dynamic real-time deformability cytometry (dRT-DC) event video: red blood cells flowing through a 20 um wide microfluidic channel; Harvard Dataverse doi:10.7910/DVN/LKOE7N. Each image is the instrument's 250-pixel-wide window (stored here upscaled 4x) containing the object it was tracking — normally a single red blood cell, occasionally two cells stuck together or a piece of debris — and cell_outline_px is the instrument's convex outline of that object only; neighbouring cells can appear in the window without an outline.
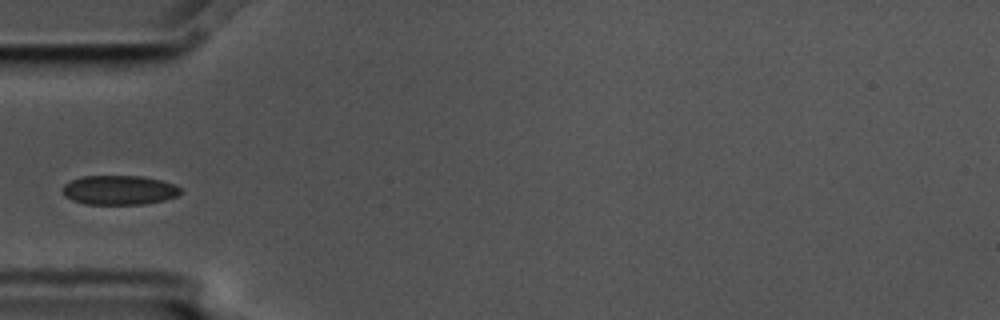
{"species": "common noctule bat (a hibernating species)", "species_latin": "Nyctalus noctula", "temperature_condition": "cold", "stored_images_in_passage": 5, "camera_frame_rate_fps": 3000, "um_per_image_px": 0.085, "animal": {"sex": "male", "body_mass_g": 17.5, "forearm_length_mm": 52.3}, "frame": {"image": 1, "passage_image": 5, "time_ms": 1.333, "image_size_px": [1000, 320], "cell_outline_px": [[180, 192], [176, 196], [164, 200], [144, 204], [84, 204], [72, 200], [64, 196], [64, 184], [72, 180], [84, 176], [140, 176], [160, 180], [176, 184], [180, 188]], "centroid_in_image_um": [10.13, 16.16], "position_along_channel_um": 74.9, "area_um2": 20.06}}